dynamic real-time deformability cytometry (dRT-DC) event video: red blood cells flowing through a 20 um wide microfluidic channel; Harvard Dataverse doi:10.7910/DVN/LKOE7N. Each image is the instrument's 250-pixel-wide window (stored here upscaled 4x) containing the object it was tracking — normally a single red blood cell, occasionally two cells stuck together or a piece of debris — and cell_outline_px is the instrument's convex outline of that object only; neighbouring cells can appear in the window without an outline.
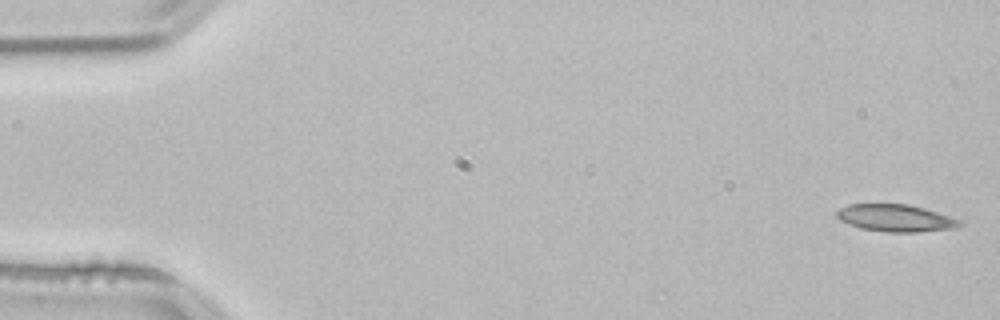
{"species": "common noctule bat (a hibernating species)", "species_latin": "Nyctalus noctula", "temperature_condition": "room temperature", "stored_images_in_passage": 53, "camera_frame_rate_fps": 3000, "um_per_image_px": 0.085, "animal": {"sex": "male", "body_mass_g": 21.5, "forearm_length_mm": 52.0}, "frame": {"image": 1, "passage_image": 1, "time_ms": 0.0, "image_size_px": [1000, 320], "cell_outline_px": [[964, 224], [956, 228], [920, 232], [884, 232], [860, 228], [848, 224], [840, 220], [836, 216], [836, 212], [840, 208], [848, 204], [908, 204], [924, 208], [964, 220]], "centroid_in_image_um": [76.17, 18.54], "position_along_channel_um": 8.8, "area_um2": 19.77}}
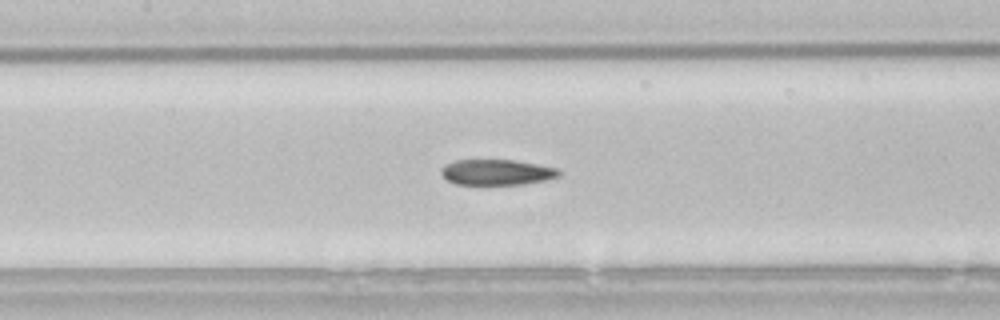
{"frame": {"image": 2, "passage_image": 24, "time_ms": 7.667, "image_size_px": [1000, 320], "cell_outline_px": [[560, 176], [544, 180], [520, 184], [456, 184], [448, 180], [440, 172], [440, 168], [444, 164], [456, 160], [512, 160], [536, 164], [556, 168], [560, 172]], "centroid_in_image_um": [42.18, 14.63], "position_along_channel_um": 165.2, "area_um2": 17.34}}
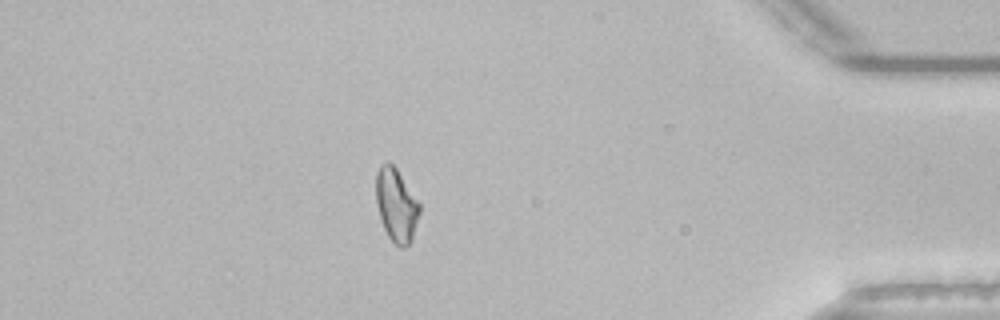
{"frame": {"image": 3, "passage_image": 46, "time_ms": 15.0, "image_size_px": [1000, 320], "cell_outline_px": [[420, 212], [412, 240], [404, 248], [400, 248], [388, 236], [384, 228], [376, 204], [376, 172], [380, 164], [388, 160], [396, 168], [420, 204]], "centroid_in_image_um": [33.68, 17.42], "position_along_channel_um": 401.5, "area_um2": 18.55}, "authors_computed_cell_mechanics": {"area_um2": 19.0162, "velocity_mm_per_s": 3.8094, "shape_relaxation_time_tau1_ms": 7.5234, "shape_relaxation_time_tau2_ms": 2.8129, "deformation_change_tau1": 0.1595, "deformation_change_tau2": 0.0923}}